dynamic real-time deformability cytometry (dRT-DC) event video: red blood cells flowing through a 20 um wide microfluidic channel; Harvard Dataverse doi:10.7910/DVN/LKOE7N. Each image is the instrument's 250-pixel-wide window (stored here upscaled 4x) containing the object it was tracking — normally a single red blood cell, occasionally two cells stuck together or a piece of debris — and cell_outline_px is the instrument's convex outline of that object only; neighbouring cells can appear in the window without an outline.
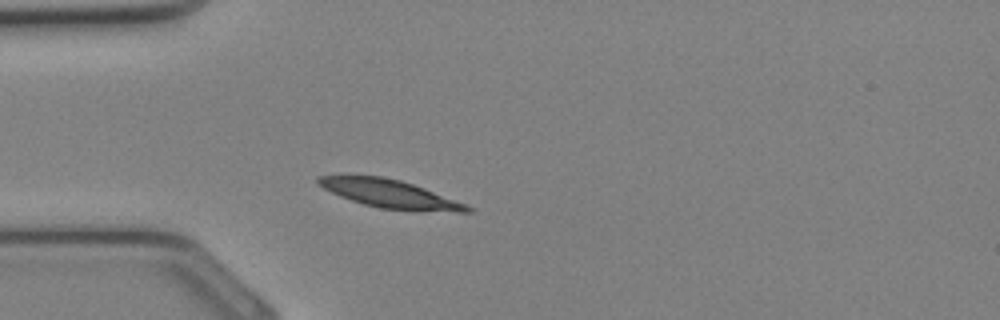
{"species": "Egyptian fruit bat (a non-hibernating species)", "species_latin": "Rousettus aegyptiacus", "temperature_condition": "cold", "stored_images_in_passage": 30, "camera_frame_rate_fps": 3000, "um_per_image_px": 0.085, "animal": {"sex": "female"}, "frame": {"image": 1, "passage_image": 5, "time_ms": 1.333, "image_size_px": [1000, 320], "cell_outline_px": [[472, 212], [456, 212], [380, 208], [364, 204], [340, 196], [316, 184], [316, 176], [380, 176], [400, 180], [424, 188], [468, 204], [472, 208]], "centroid_in_image_um": [33.16, 16.47], "position_along_channel_um": 51.8, "area_um2": 23.99}}
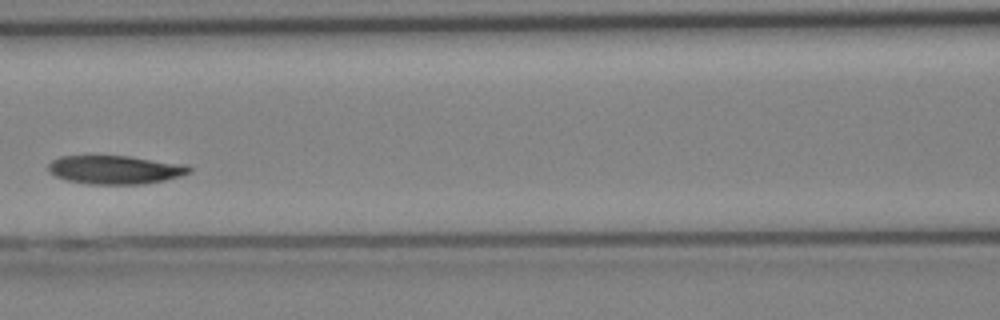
{"frame": {"image": 2, "passage_image": 11, "time_ms": 3.333, "image_size_px": [1000, 320], "cell_outline_px": [[192, 172], [180, 176], [164, 180], [144, 184], [88, 184], [68, 180], [56, 176], [48, 172], [48, 164], [52, 160], [60, 156], [128, 156], [188, 164], [192, 168]], "centroid_in_image_um": [9.82, 14.42], "position_along_channel_um": 156.8, "area_um2": 23.58}}
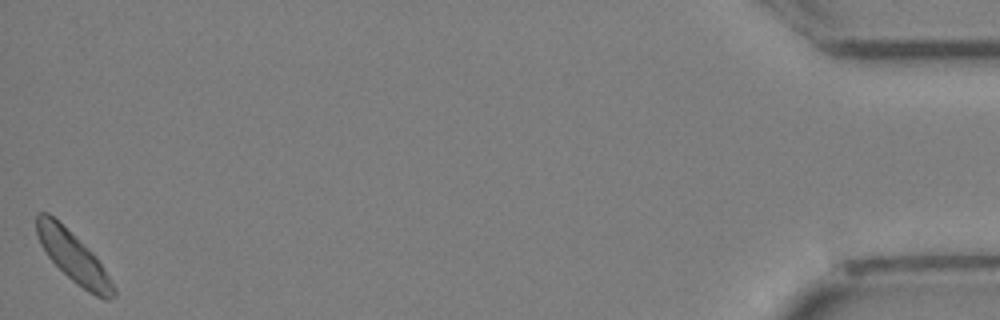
{"frame": {"image": 3, "passage_image": 30, "time_ms": 9.667, "image_size_px": [1000, 320], "cell_outline_px": [[116, 296], [108, 300], [104, 300], [88, 292], [76, 284], [48, 256], [40, 244], [36, 232], [36, 216], [40, 212], [48, 212], [88, 248], [96, 256], [116, 288]], "centroid_in_image_um": [6.25, 21.87], "position_along_channel_um": 428.9, "area_um2": 22.25}}